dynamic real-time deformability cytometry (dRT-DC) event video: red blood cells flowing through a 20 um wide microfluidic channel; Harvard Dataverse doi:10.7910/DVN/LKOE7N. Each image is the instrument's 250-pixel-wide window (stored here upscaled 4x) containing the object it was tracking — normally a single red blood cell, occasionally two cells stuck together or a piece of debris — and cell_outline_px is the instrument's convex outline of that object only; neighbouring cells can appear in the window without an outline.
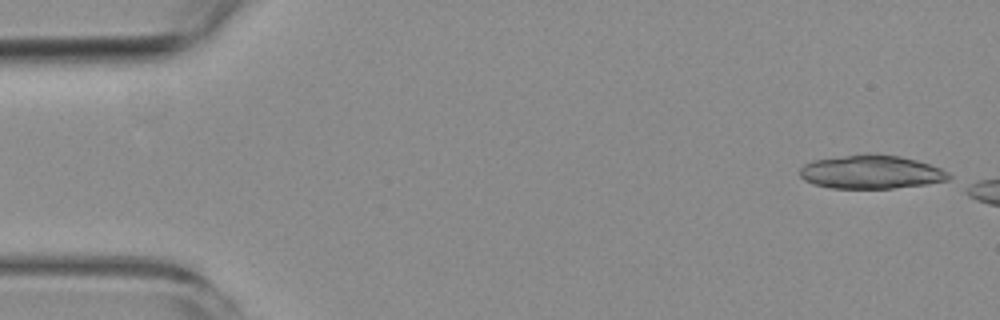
{"species": "common noctule bat (a hibernating species)", "species_latin": "Nyctalus noctula", "temperature_condition": "room temperature", "stored_images_in_passage": 3, "camera_frame_rate_fps": 3000, "um_per_image_px": 0.085, "animal": {"sex": "female", "body_mass_g": 19.3, "forearm_length_mm": 54.1}, "frame": {"image": 1, "passage_image": 1, "time_ms": 0.0, "image_size_px": [1000, 320], "cell_outline_px": [[952, 176], [948, 180], [928, 184], [892, 188], [832, 188], [812, 184], [804, 180], [800, 176], [800, 168], [804, 164], [812, 160], [864, 152], [876, 152], [900, 156], [916, 160], [940, 168], [948, 172]], "centroid_in_image_um": [74.02, 14.59], "position_along_channel_um": 11.0, "area_um2": 29.65}}